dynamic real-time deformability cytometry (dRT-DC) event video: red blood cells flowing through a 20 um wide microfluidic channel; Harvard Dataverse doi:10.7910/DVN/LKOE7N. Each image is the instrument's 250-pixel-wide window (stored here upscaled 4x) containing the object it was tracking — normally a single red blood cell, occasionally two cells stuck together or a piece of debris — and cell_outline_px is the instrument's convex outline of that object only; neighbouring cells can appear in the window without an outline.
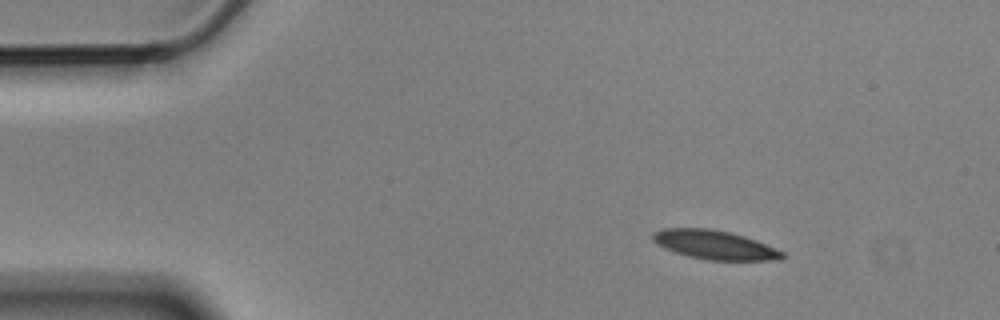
{"species": "Egyptian fruit bat (a non-hibernating species)", "species_latin": "Rousettus aegyptiacus", "temperature_condition": "cold", "stored_images_in_passage": 11, "camera_frame_rate_fps": 3000, "um_per_image_px": 0.085, "animal": {"sex": "male"}, "frame": {"image": 1, "passage_image": 1, "time_ms": 0.0, "image_size_px": [1000, 320], "cell_outline_px": [[788, 256], [780, 260], [708, 260], [688, 256], [664, 248], [652, 240], [652, 232], [664, 228], [708, 228], [728, 232], [744, 236], [756, 240], [784, 252]], "centroid_in_image_um": [60.75, 20.81], "position_along_channel_um": 24.2, "area_um2": 21.85}}
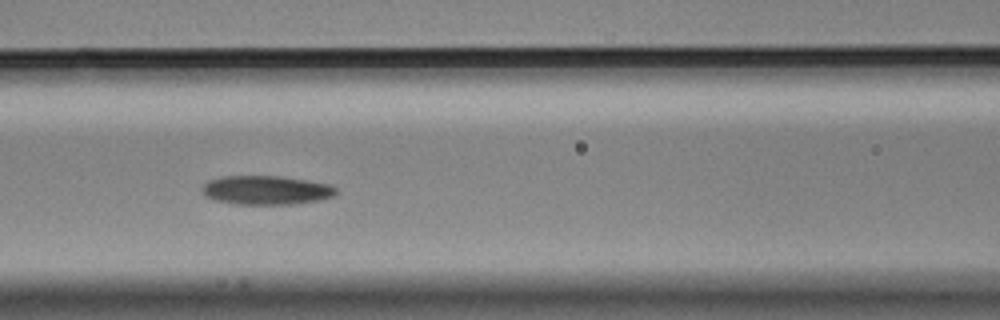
{"frame": {"image": 2, "passage_image": 5, "time_ms": 1.333, "image_size_px": [1000, 320], "cell_outline_px": [[336, 192], [332, 196], [320, 200], [296, 204], [232, 204], [212, 200], [204, 196], [200, 192], [200, 188], [208, 180], [220, 176], [280, 176], [308, 180], [328, 184], [336, 188]], "centroid_in_image_um": [22.54, 16.16], "position_along_channel_um": 144.1, "area_um2": 22.95}}
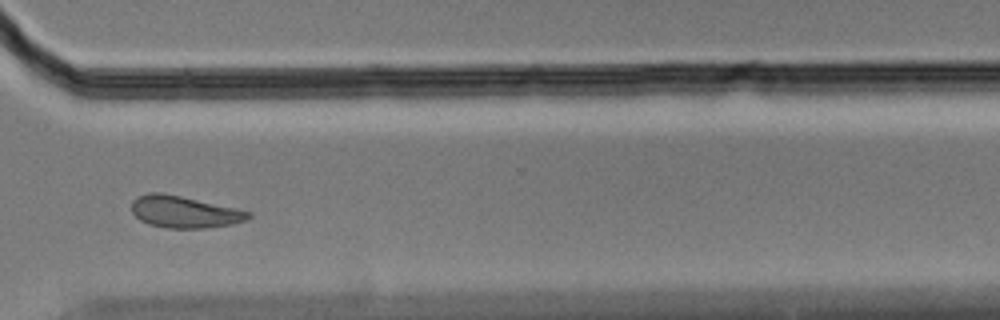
{"frame": {"image": 3, "passage_image": 10, "time_ms": 3.0, "image_size_px": [1000, 320], "cell_outline_px": [[252, 216], [248, 220], [232, 224], [208, 228], [168, 228], [148, 224], [140, 220], [132, 212], [132, 200], [136, 196], [148, 192], [160, 192], [180, 196], [252, 212]], "centroid_in_image_um": [15.65, 18.01], "position_along_channel_um": 354.9, "area_um2": 21.68}}